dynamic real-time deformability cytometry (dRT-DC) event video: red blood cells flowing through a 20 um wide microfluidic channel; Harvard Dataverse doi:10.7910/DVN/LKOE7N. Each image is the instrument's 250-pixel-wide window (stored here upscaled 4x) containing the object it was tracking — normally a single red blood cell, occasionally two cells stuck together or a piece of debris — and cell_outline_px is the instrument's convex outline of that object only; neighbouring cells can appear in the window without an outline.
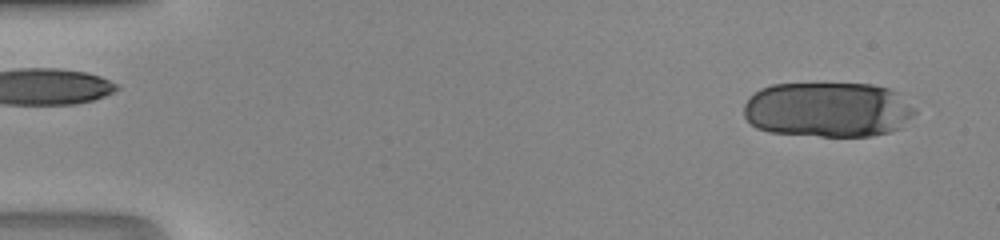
{"species": "human", "species_latin": "Homo sapiens", "temperature_condition": "room temperature", "stored_images_in_passage": 42, "camera_frame_rate_fps": 3000, "um_per_image_px": 0.085, "donor": {"sex": "male"}, "frame": {"image": 1, "passage_image": 2, "time_ms": 0.333, "image_size_px": [1000, 240], "cell_outline_px": [[916, 112], [900, 128], [888, 132], [872, 136], [820, 136], [768, 132], [756, 128], [744, 116], [744, 104], [748, 96], [760, 88], [772, 84], [872, 84], [892, 88], [900, 92], [916, 108]], "centroid_in_image_um": [70.39, 9.31], "position_along_channel_um": 14.6, "area_um2": 55.72}}
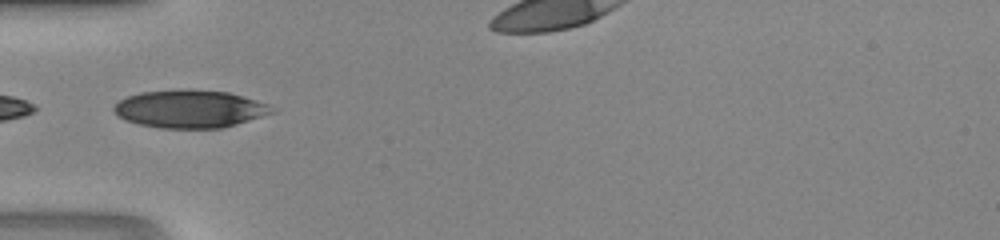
{"frame": {"image": 2, "passage_image": 16, "time_ms": 5.0, "image_size_px": [1000, 240], "cell_outline_px": [[276, 112], [236, 124], [220, 128], [160, 128], [140, 124], [124, 120], [112, 108], [120, 100], [128, 96], [140, 92], [180, 88], [188, 88], [228, 92], [256, 100], [268, 104], [276, 108]], "centroid_in_image_um": [16.15, 9.24], "position_along_channel_um": 68.8, "area_um2": 35.03}}
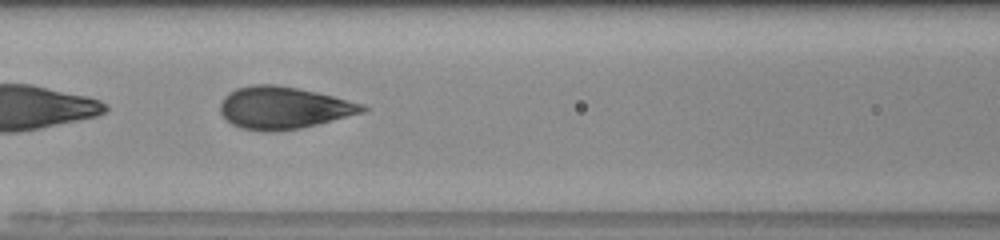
{"frame": {"image": 3, "passage_image": 21, "time_ms": 6.667, "image_size_px": [1000, 240], "cell_outline_px": [[368, 108], [364, 112], [300, 128], [272, 132], [264, 132], [240, 128], [232, 124], [220, 112], [220, 104], [224, 96], [228, 92], [236, 88], [252, 84], [276, 84], [316, 92], [364, 104]], "centroid_in_image_um": [24.05, 9.16], "position_along_channel_um": 142.5, "area_um2": 34.85}}